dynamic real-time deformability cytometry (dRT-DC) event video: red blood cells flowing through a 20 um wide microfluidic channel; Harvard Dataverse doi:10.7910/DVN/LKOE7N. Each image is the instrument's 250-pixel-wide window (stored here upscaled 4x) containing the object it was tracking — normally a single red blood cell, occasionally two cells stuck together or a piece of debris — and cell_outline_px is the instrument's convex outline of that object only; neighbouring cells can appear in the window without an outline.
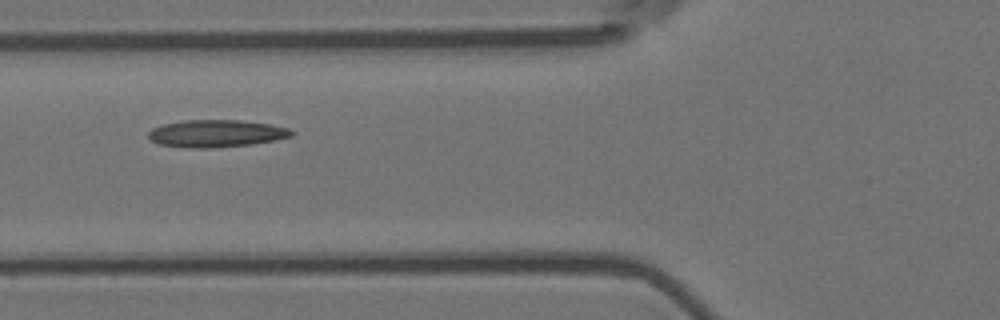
{"species": "Egyptian fruit bat (a non-hibernating species)", "species_latin": "Rousettus aegyptiacus", "temperature_condition": "room temperature", "stored_images_in_passage": 12, "segment_of_instrument_passage": [1, 2], "camera_frame_rate_fps": 3000, "um_per_image_px": 0.085, "animal": {"sex": "female"}, "frame": {"image": 1, "passage_image": 2, "time_ms": 0.333, "image_size_px": [1000, 320], "cell_outline_px": [[296, 132], [292, 136], [276, 140], [252, 144], [208, 148], [192, 148], [160, 144], [152, 140], [148, 136], [148, 132], [152, 128], [164, 124], [184, 120], [240, 120], [268, 124], [288, 128]], "centroid_in_image_um": [18.4, 11.34], "position_along_channel_um": 107.4, "area_um2": 22.66}}
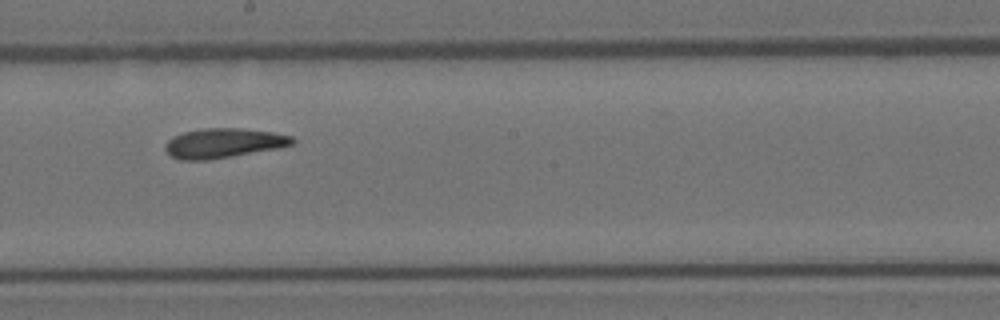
{"frame": {"image": 2, "passage_image": 5, "time_ms": 1.333, "image_size_px": [1000, 320], "cell_outline_px": [[296, 140], [292, 144], [276, 148], [232, 156], [208, 160], [180, 160], [172, 156], [164, 148], [168, 140], [172, 136], [184, 132], [204, 128], [240, 128], [272, 132], [292, 136]], "centroid_in_image_um": [18.97, 12.16], "position_along_channel_um": 229.2, "area_um2": 21.73}}
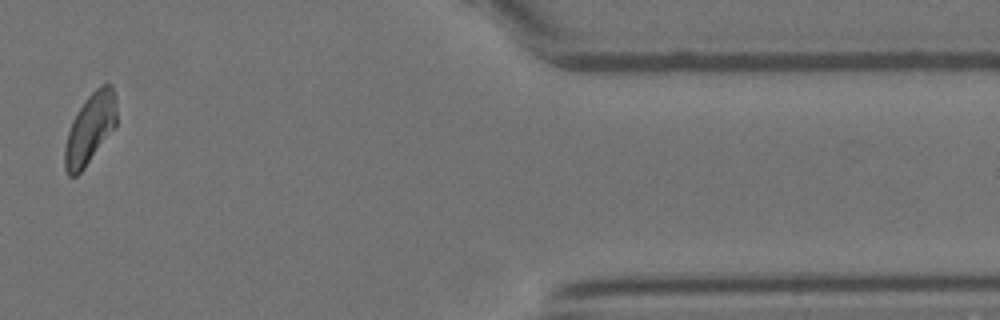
{"frame": {"image": 3, "passage_image": 10, "time_ms": 3.0, "image_size_px": [1000, 320], "cell_outline_px": [[116, 124], [84, 168], [76, 176], [68, 176], [64, 168], [64, 144], [72, 120], [84, 100], [100, 84], [112, 84], [116, 108]], "centroid_in_image_um": [7.61, 10.94], "position_along_channel_um": 403.8, "area_um2": 20.98}}